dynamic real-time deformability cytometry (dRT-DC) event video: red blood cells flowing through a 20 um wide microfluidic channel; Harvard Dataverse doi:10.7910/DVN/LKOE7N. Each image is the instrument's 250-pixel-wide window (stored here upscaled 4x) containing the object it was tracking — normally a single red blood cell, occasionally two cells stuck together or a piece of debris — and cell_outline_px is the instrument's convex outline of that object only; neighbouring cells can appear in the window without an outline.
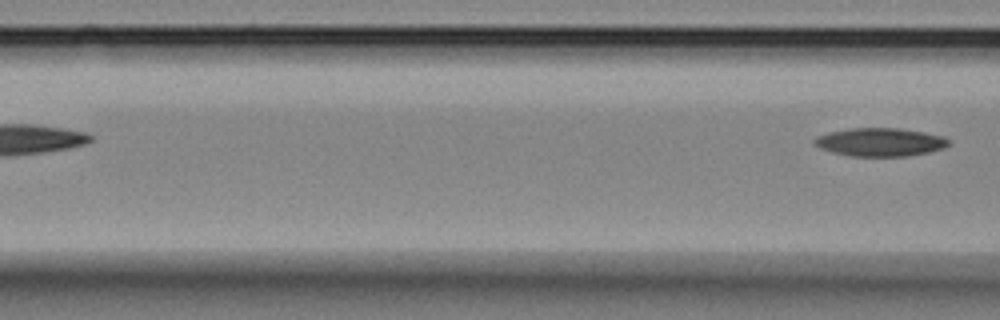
{"species": "Egyptian fruit bat (a non-hibernating species)", "species_latin": "Rousettus aegyptiacus", "temperature_condition": "room temperature", "stored_images_in_passage": 3, "camera_frame_rate_fps": 3000, "um_per_image_px": 0.085, "animal": {"sex": "female"}, "frame": {"image": 1, "passage_image": 3, "time_ms": 2.667, "image_size_px": [1000, 320], "cell_outline_px": [[948, 144], [944, 148], [928, 152], [904, 156], [848, 156], [832, 152], [820, 148], [812, 144], [812, 140], [816, 136], [828, 132], [848, 128], [900, 128], [924, 132], [944, 136], [948, 140]], "centroid_in_image_um": [74.75, 12.07], "position_along_channel_um": 91.9, "area_um2": 22.25}}